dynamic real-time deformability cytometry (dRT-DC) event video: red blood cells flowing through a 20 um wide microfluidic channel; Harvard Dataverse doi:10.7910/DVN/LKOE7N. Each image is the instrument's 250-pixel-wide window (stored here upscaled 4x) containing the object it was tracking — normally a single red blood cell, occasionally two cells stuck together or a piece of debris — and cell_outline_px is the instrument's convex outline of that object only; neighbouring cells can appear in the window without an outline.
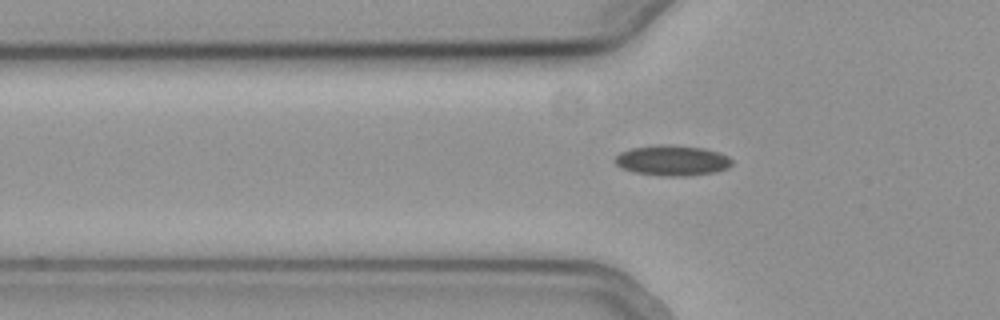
{"species": "common noctule bat (a hibernating species)", "species_latin": "Nyctalus noctula", "temperature_condition": "cold", "stored_images_in_passage": 43, "camera_frame_rate_fps": 3000, "um_per_image_px": 0.085, "animal": {"sex": "female", "body_mass_g": 19.3, "forearm_length_mm": 54.1}, "frame": {"image": 1, "passage_image": 12, "time_ms": 3.667, "image_size_px": [1000, 320], "cell_outline_px": [[732, 164], [728, 168], [716, 172], [684, 176], [668, 176], [636, 172], [620, 168], [612, 160], [620, 152], [632, 148], [660, 144], [664, 144], [704, 148], [720, 152], [728, 156], [732, 160]], "centroid_in_image_um": [57.15, 13.63], "position_along_channel_um": 68.7, "area_um2": 20.75}}
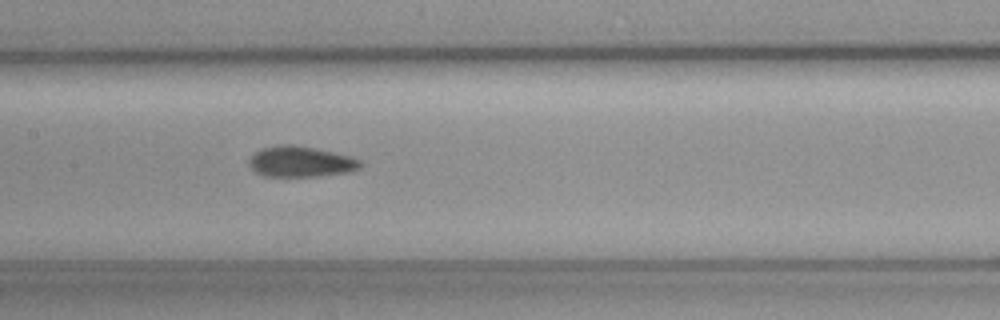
{"frame": {"image": 2, "passage_image": 21, "time_ms": 6.667, "image_size_px": [1000, 320], "cell_outline_px": [[360, 168], [348, 172], [316, 176], [264, 176], [252, 172], [248, 164], [248, 160], [260, 148], [280, 144], [292, 144], [316, 148], [348, 156], [360, 160]], "centroid_in_image_um": [25.48, 13.74], "position_along_channel_um": 181.9, "area_um2": 19.94}}
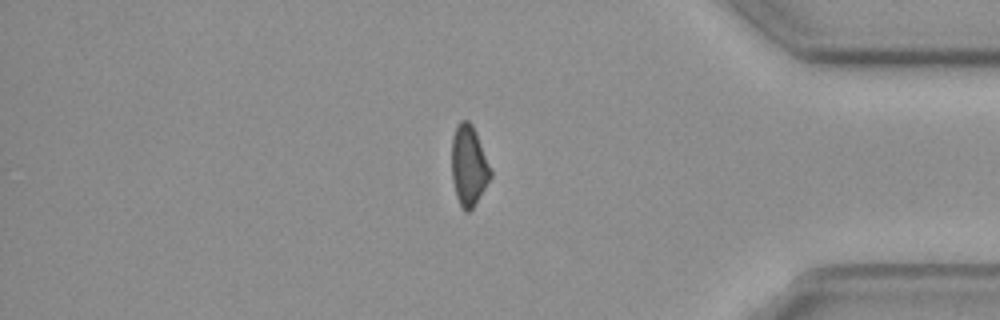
{"frame": {"image": 3, "passage_image": 40, "time_ms": 13.0, "image_size_px": [1000, 320], "cell_outline_px": [[492, 176], [472, 208], [468, 212], [464, 212], [456, 196], [452, 180], [452, 136], [460, 120], [468, 120], [472, 124], [476, 132], [492, 172]], "centroid_in_image_um": [39.83, 14.07], "position_along_channel_um": 395.4, "area_um2": 18.03}, "authors_computed_cell_mechanics": {"area_um2": 19.8254, "velocity_mm_per_s": 3.7953, "shape_relaxation_time_tau1_ms": 9.547, "shape_relaxation_time_tau2_ms": 6.9686, "deformation_change_tau1": 0.1254, "deformation_change_tau2": 0.0907}}